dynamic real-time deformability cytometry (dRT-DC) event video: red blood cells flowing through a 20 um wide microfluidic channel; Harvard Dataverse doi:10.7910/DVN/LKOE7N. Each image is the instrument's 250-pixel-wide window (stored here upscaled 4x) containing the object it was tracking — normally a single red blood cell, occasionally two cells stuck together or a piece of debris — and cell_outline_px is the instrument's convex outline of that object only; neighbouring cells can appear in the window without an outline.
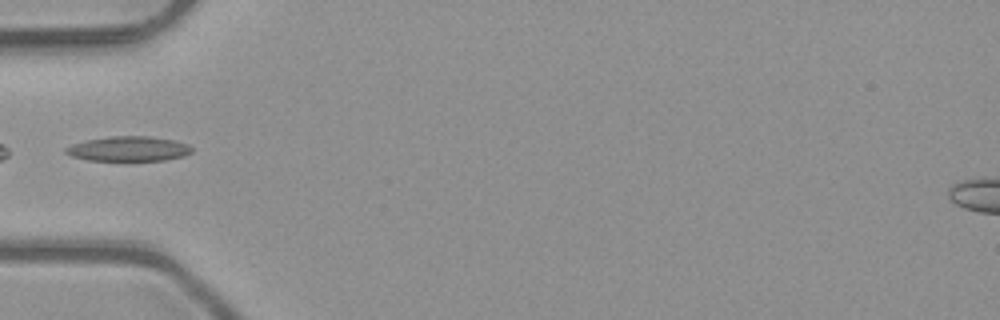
{"species": "common noctule bat (a hibernating species)", "species_latin": "Nyctalus noctula", "temperature_condition": "room temperature", "stored_images_in_passage": 2, "camera_frame_rate_fps": 3000, "um_per_image_px": 0.085, "animal": {"sex": "male", "body_mass_g": 23.1, "forearm_length_mm": 52.7}, "frame": {"image": 1, "passage_image": 2, "time_ms": 0.333, "image_size_px": [1000, 320], "cell_outline_px": [[192, 152], [184, 156], [164, 160], [88, 160], [72, 156], [64, 152], [64, 148], [72, 144], [88, 140], [112, 136], [148, 136], [176, 140], [188, 144], [192, 148]], "centroid_in_image_um": [10.95, 12.64], "position_along_channel_um": 74.0, "area_um2": 18.15}}